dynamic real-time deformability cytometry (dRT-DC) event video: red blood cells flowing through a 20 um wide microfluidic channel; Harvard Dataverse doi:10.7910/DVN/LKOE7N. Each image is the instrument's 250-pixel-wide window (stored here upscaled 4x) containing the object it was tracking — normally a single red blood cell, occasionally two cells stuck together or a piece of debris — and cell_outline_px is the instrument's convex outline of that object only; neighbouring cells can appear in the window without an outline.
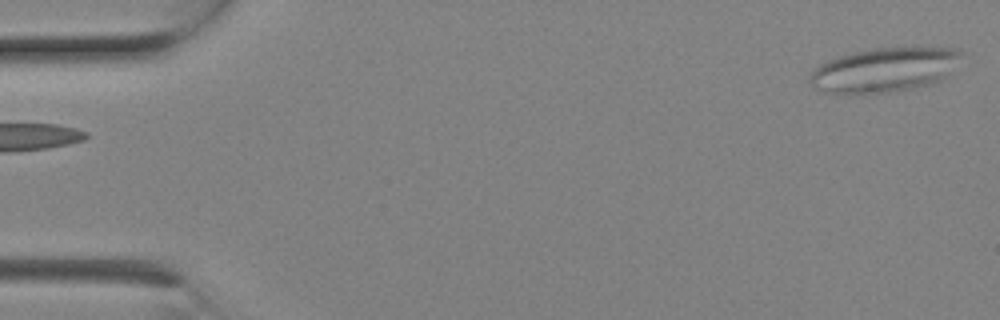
{"species": "Egyptian fruit bat (a non-hibernating species)", "species_latin": "Rousettus aegyptiacus", "temperature_condition": "room temperature", "stored_images_in_passage": 6, "segment_of_instrument_passage": [2, 2], "camera_frame_rate_fps": 3000, "um_per_image_px": 0.085, "animal": {"sex": "female"}, "frame": {"image": 1, "passage_image": 6, "time_ms": 1.667, "image_size_px": [1000, 320], "cell_outline_px": [[964, 52], [948, 76], [940, 80], [928, 84], [896, 92], [856, 96], [848, 96], [824, 92], [816, 88], [808, 80], [808, 76], [820, 64], [828, 60], [852, 52], [876, 48], [960, 48]], "centroid_in_image_um": [75.14, 5.98], "position_along_channel_um": 9.9, "area_um2": 39.82}}